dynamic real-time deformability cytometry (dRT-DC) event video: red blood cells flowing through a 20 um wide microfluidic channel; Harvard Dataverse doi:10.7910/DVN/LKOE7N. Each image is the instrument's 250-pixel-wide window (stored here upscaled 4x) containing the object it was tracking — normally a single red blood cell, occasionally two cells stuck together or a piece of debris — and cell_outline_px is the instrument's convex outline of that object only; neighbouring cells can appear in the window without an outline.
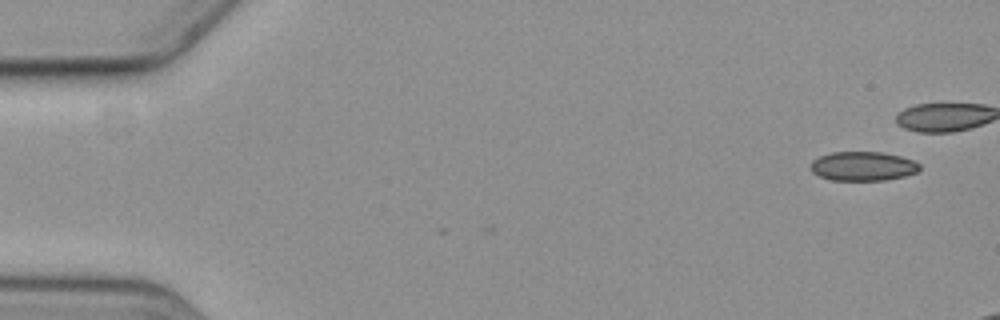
{"species": "common noctule bat (a hibernating species)", "species_latin": "Nyctalus noctula", "temperature_condition": "cold", "stored_images_in_passage": 4, "camera_frame_rate_fps": 3000, "um_per_image_px": 0.085, "animal": {"sex": "female", "body_mass_g": 19.3, "forearm_length_mm": 54.1}, "frame": {"image": 1, "passage_image": 1, "time_ms": 0.0, "image_size_px": [1000, 320], "cell_outline_px": [[920, 168], [916, 172], [904, 176], [884, 180], [832, 180], [820, 176], [812, 172], [808, 168], [808, 164], [812, 160], [820, 156], [832, 152], [884, 152], [900, 156], [912, 160], [920, 164]], "centroid_in_image_um": [73.3, 14.12], "position_along_channel_um": 11.7, "area_um2": 18.61}}